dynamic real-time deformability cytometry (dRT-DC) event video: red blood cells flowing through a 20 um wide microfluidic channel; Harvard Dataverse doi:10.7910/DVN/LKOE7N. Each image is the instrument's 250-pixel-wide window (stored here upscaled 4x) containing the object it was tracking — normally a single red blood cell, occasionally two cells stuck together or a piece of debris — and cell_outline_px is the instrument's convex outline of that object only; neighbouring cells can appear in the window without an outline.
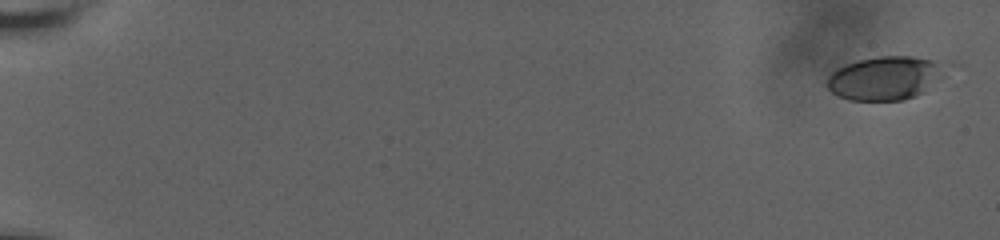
{"species": "human", "species_latin": "Homo sapiens", "temperature_condition": "room temperature", "stored_images_in_passage": 18, "camera_frame_rate_fps": 3000, "um_per_image_px": 0.085, "donor": {"sex": "male"}, "frame": {"image": 1, "passage_image": 1, "time_ms": 0.0, "image_size_px": [1000, 240], "cell_outline_px": [[956, 64], [944, 76], [924, 92], [916, 96], [904, 100], [848, 100], [832, 92], [828, 88], [828, 76], [836, 68], [856, 60], [876, 56], [912, 56], [952, 60]], "centroid_in_image_um": [75.44, 6.58], "position_along_channel_um": 9.6, "area_um2": 31.39}}
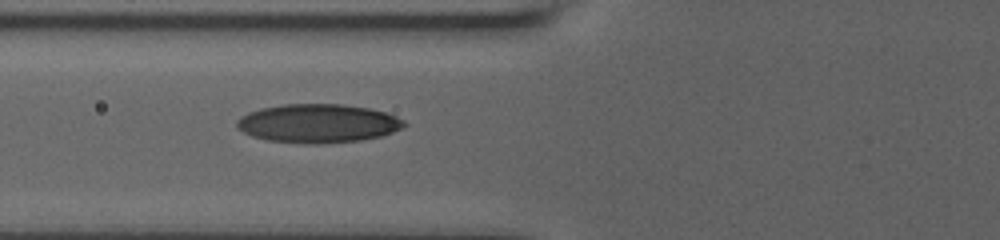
{"frame": {"image": 2, "passage_image": 13, "time_ms": 8.333, "image_size_px": [1000, 240], "cell_outline_px": [[408, 124], [392, 132], [380, 136], [360, 140], [320, 144], [308, 144], [268, 140], [252, 136], [236, 128], [236, 120], [240, 116], [248, 112], [260, 108], [284, 104], [340, 104], [368, 108], [384, 112], [396, 116], [404, 120]], "centroid_in_image_um": [26.99, 10.49], "position_along_channel_um": 98.8, "area_um2": 37.74}}
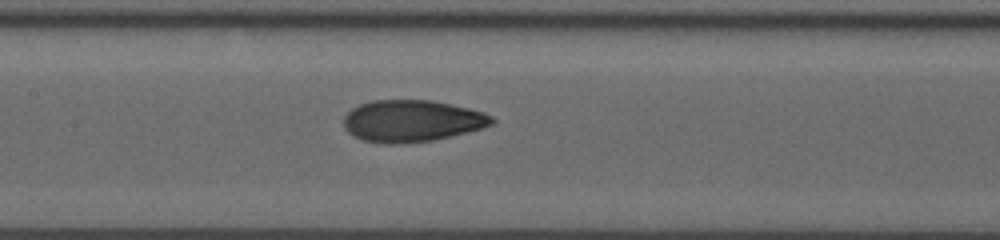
{"frame": {"image": 3, "passage_image": 18, "time_ms": 10.333, "image_size_px": [1000, 240], "cell_outline_px": [[496, 120], [492, 124], [480, 128], [432, 140], [404, 144], [384, 144], [364, 140], [352, 136], [344, 128], [344, 116], [352, 108], [360, 104], [372, 100], [432, 100], [468, 108], [484, 112], [492, 116]], "centroid_in_image_um": [34.97, 10.28], "position_along_channel_um": 172.4, "area_um2": 36.01}}